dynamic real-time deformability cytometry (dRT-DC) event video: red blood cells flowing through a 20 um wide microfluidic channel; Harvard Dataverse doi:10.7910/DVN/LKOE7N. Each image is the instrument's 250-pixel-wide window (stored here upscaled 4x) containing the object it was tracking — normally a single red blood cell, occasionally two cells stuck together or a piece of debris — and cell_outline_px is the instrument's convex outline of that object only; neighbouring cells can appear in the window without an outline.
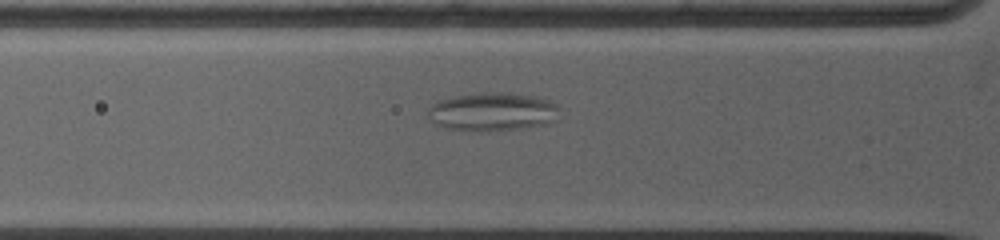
{"species": "common noctule bat (a hibernating species)", "species_latin": "Nyctalus noctula", "temperature_condition": "warm", "stored_images_in_passage": 13, "camera_frame_rate_fps": 5000, "um_per_image_px": 0.085, "animal": {"sex": "female", "body_mass_g": 19.0, "forearm_length_mm": 53.3}, "frame": {"image": 1, "passage_image": 6, "time_ms": 3.2, "image_size_px": [1000, 240], "cell_outline_px": [[556, 108], [540, 124], [504, 128], [448, 128], [436, 124], [432, 108], [432, 104], [440, 100], [456, 96], [480, 92], [508, 92], [536, 96], [548, 100], [556, 104]], "centroid_in_image_um": [41.8, 9.4], "position_along_channel_um": 84.0, "area_um2": 26.7}}
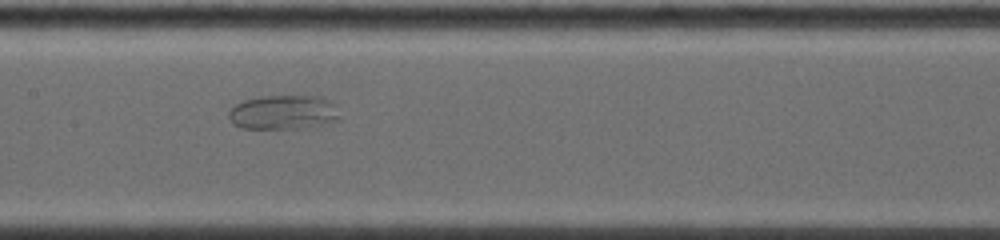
{"frame": {"image": 2, "passage_image": 10, "time_ms": 5.8, "image_size_px": [1000, 240], "cell_outline_px": [[336, 104], [332, 116], [276, 128], [244, 128], [236, 124], [232, 120], [232, 108], [236, 104], [244, 100], [260, 96], [320, 96]], "centroid_in_image_um": [23.85, 9.44], "position_along_channel_um": 183.6, "area_um2": 19.48}}
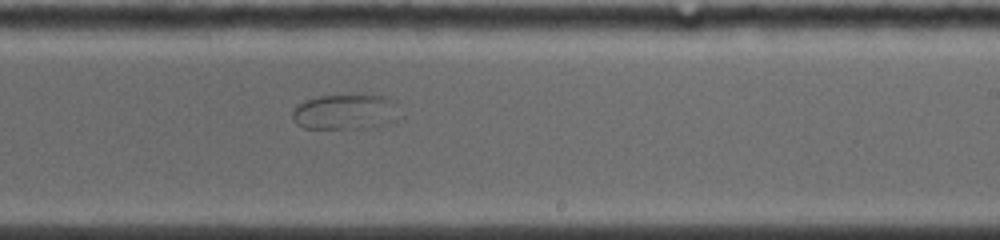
{"frame": {"image": 3, "passage_image": 13, "time_ms": 7.8, "image_size_px": [1000, 240], "cell_outline_px": [[388, 100], [340, 128], [304, 128], [292, 116], [292, 112], [304, 100], [316, 96], [384, 96]], "centroid_in_image_um": [28.4, 9.38], "position_along_channel_um": 260.6, "area_um2": 15.72}}